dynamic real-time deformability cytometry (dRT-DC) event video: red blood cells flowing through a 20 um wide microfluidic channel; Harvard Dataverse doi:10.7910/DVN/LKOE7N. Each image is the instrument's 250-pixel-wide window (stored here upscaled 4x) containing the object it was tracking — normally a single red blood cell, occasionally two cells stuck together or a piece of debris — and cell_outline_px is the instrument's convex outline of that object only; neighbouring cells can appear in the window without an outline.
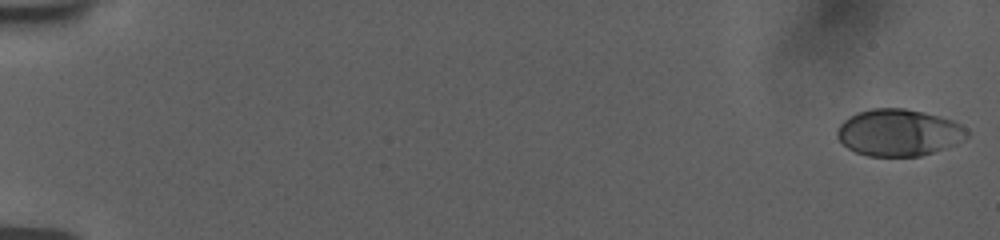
{"species": "human", "species_latin": "Homo sapiens", "temperature_condition": "room temperature", "stored_images_in_passage": 56, "camera_frame_rate_fps": 3000, "um_per_image_px": 0.085, "donor": {"sex": "female"}, "frame": {"image": 1, "passage_image": 1, "time_ms": 0.0, "image_size_px": [1000, 240], "cell_outline_px": [[968, 136], [964, 140], [944, 148], [920, 156], [868, 156], [856, 152], [848, 148], [836, 136], [836, 128], [844, 120], [856, 112], [872, 108], [904, 108], [924, 112], [940, 116], [952, 120], [960, 124], [968, 132]], "centroid_in_image_um": [76.37, 11.26], "position_along_channel_um": 8.6, "area_um2": 35.43}}
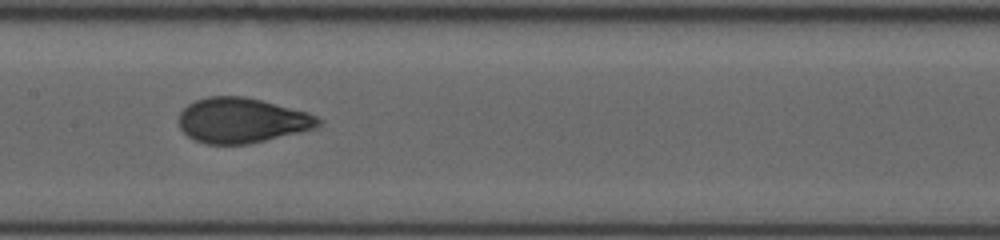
{"frame": {"image": 2, "passage_image": 30, "time_ms": 9.667, "image_size_px": [1000, 240], "cell_outline_px": [[320, 124], [316, 128], [248, 144], [204, 144], [188, 136], [180, 128], [180, 112], [188, 104], [196, 100], [208, 96], [244, 96], [308, 112], [316, 116], [320, 120]], "centroid_in_image_um": [20.54, 10.23], "position_along_channel_um": 186.9, "area_um2": 36.36}}
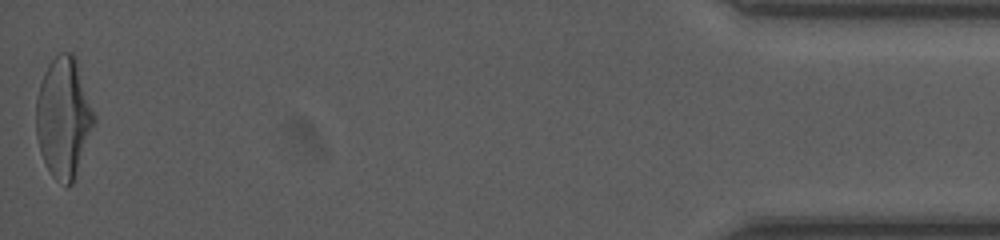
{"frame": {"image": 3, "passage_image": 56, "time_ms": 18.333, "image_size_px": [1000, 240], "cell_outline_px": [[96, 120], [72, 184], [64, 184], [56, 180], [52, 176], [40, 152], [36, 136], [36, 96], [44, 72], [48, 64], [60, 52], [72, 52], [76, 56], [96, 116]], "centroid_in_image_um": [5.41, 9.94], "position_along_channel_um": 429.8, "area_um2": 40.69}, "authors_computed_cell_mechanics": {"area_um2": 36.5874, "velocity_mm_per_s": 3.7562, "shape_relaxation_time_tau1_ms": 4.295, "shape_relaxation_time_tau2_ms": null, "deformation_change_tau1": 0.1734, "deformation_change_tau2": null}}